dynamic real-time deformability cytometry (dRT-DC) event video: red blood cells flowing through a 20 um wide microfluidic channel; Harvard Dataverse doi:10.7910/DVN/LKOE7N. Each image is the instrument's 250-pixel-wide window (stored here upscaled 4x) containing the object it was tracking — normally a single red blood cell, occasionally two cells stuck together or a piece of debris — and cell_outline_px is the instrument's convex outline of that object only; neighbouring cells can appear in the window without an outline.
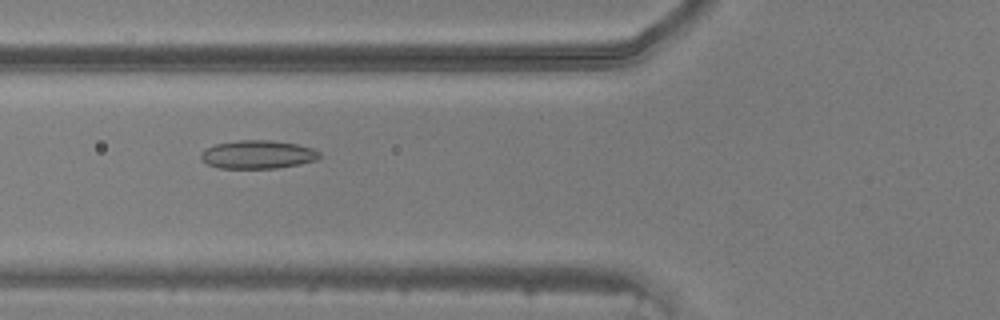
{"species": "common noctule bat (a hibernating species)", "species_latin": "Nyctalus noctula", "temperature_condition": "warm", "stored_images_in_passage": 40, "camera_frame_rate_fps": 3000, "um_per_image_px": 0.085, "animal": {"sex": "male", "body_mass_g": 20.5, "forearm_length_mm": 52.5}, "frame": {"image": 1, "passage_image": 10, "time_ms": 3.0, "image_size_px": [1000, 320], "cell_outline_px": [[320, 156], [316, 160], [300, 164], [276, 168], [220, 168], [208, 164], [200, 156], [200, 152], [216, 144], [240, 140], [272, 140], [296, 144], [312, 148], [320, 152]], "centroid_in_image_um": [21.93, 13.13], "position_along_channel_um": 103.9, "area_um2": 19.42}}
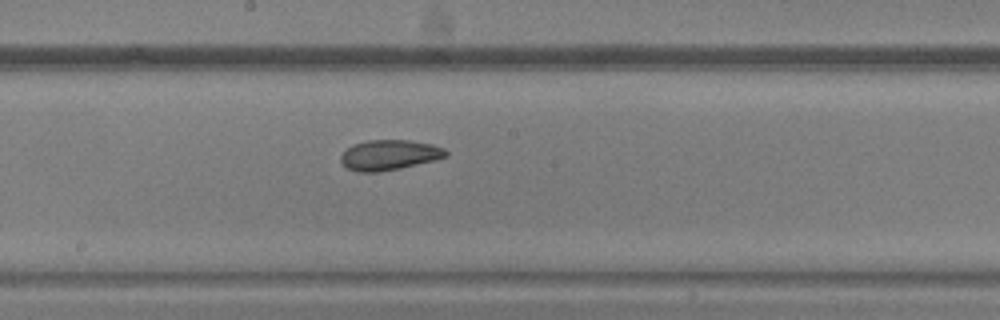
{"frame": {"image": 2, "passage_image": 18, "time_ms": 5.667, "image_size_px": [1000, 320], "cell_outline_px": [[448, 156], [400, 168], [380, 172], [356, 172], [348, 168], [340, 160], [340, 156], [352, 144], [368, 140], [408, 140], [432, 144], [444, 148], [448, 152]], "centroid_in_image_um": [33.08, 13.17], "position_along_channel_um": 215.1, "area_um2": 18.38}}
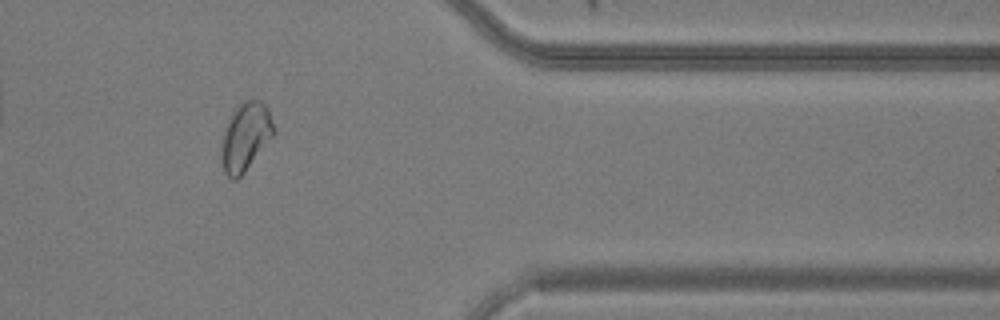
{"frame": {"image": 3, "passage_image": 32, "time_ms": 10.333, "image_size_px": [1000, 320], "cell_outline_px": [[276, 132], [244, 172], [236, 180], [232, 180], [224, 172], [220, 160], [220, 148], [224, 128], [232, 112], [244, 100], [260, 100], [268, 108]], "centroid_in_image_um": [20.84, 11.63], "position_along_channel_um": 390.6, "area_um2": 20.87}}